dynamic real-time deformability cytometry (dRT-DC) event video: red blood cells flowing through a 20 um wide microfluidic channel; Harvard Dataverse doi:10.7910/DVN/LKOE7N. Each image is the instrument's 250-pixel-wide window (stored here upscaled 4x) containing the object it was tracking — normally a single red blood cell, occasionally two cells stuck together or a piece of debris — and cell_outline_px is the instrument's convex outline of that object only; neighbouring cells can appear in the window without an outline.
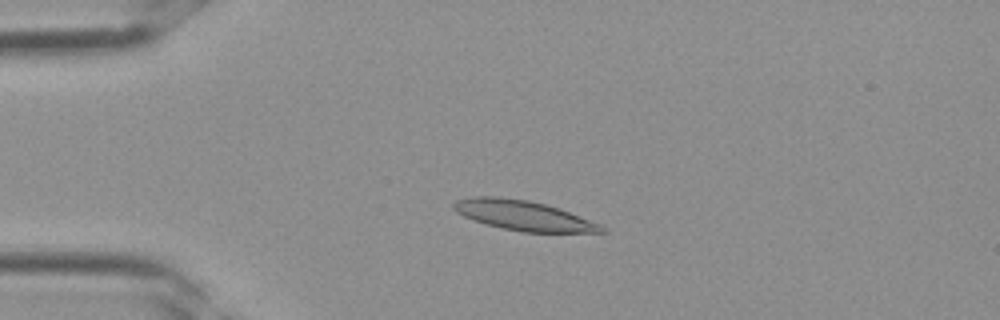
{"species": "Egyptian fruit bat (a non-hibernating species)", "species_latin": "Rousettus aegyptiacus", "temperature_condition": "room temperature", "stored_images_in_passage": 36, "camera_frame_rate_fps": 3000, "um_per_image_px": 0.085, "frame": {"image": 1, "passage_image": 8, "time_ms": 2.333, "image_size_px": [1000, 320], "cell_outline_px": [[608, 232], [520, 232], [500, 228], [484, 224], [472, 220], [456, 212], [452, 208], [452, 204], [456, 200], [472, 196], [500, 196], [528, 200], [544, 204], [568, 212], [600, 224]], "centroid_in_image_um": [44.4, 18.31], "position_along_channel_um": 40.6, "area_um2": 25.72}}
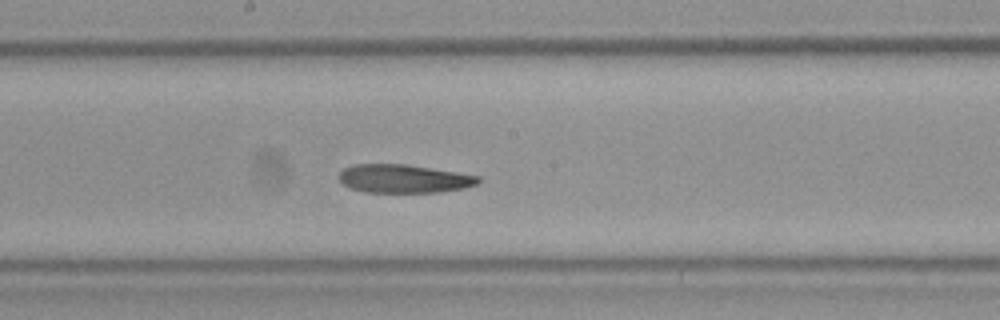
{"frame": {"image": 2, "passage_image": 19, "time_ms": 6.0, "image_size_px": [1000, 320], "cell_outline_px": [[480, 180], [476, 184], [464, 188], [436, 192], [368, 192], [352, 188], [344, 184], [336, 176], [344, 168], [352, 164], [408, 164], [480, 176]], "centroid_in_image_um": [34.3, 15.17], "position_along_channel_um": 213.9, "area_um2": 22.95}}
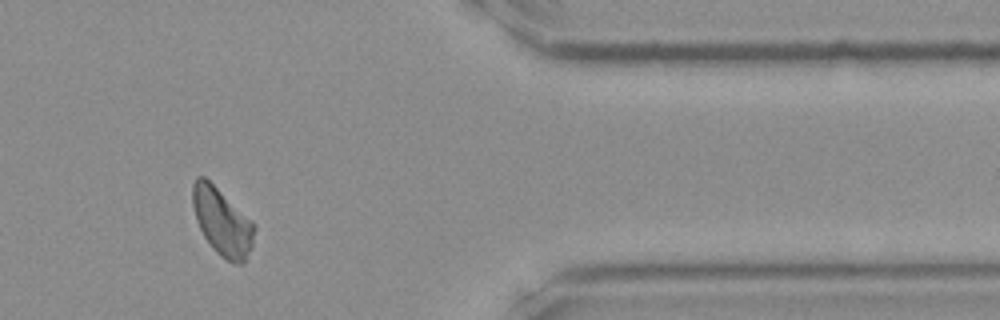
{"frame": {"image": 3, "passage_image": 30, "time_ms": 9.667, "image_size_px": [1000, 320], "cell_outline_px": [[256, 228], [252, 248], [244, 264], [236, 264], [220, 256], [212, 248], [204, 236], [196, 220], [192, 204], [192, 184], [196, 176], [204, 176], [252, 220], [256, 224]], "centroid_in_image_um": [18.9, 18.87], "position_along_channel_um": 392.5, "area_um2": 24.39}}